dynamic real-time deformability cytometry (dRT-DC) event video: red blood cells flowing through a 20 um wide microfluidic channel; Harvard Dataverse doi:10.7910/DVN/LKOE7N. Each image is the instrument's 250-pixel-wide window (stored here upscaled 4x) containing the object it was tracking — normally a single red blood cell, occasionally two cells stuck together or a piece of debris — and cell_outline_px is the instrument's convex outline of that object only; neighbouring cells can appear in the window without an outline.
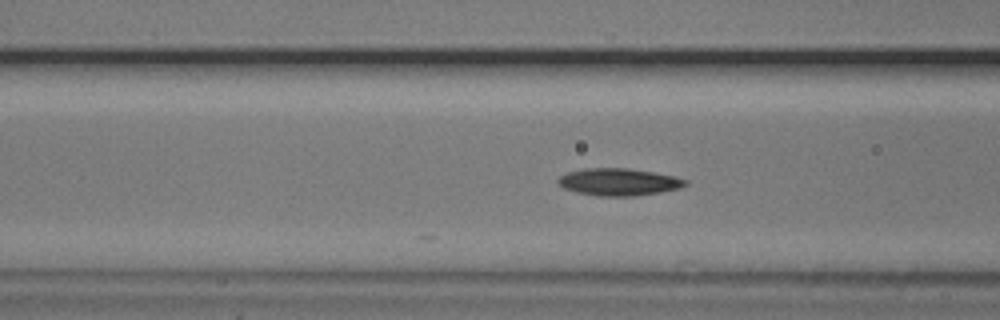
{"species": "common noctule bat (a hibernating species)", "species_latin": "Nyctalus noctula", "temperature_condition": "cold", "stored_images_in_passage": 14, "camera_frame_rate_fps": 3000, "um_per_image_px": 0.085, "animal": {"sex": "male", "body_mass_g": 20.5, "forearm_length_mm": 52.5}, "frame": {"image": 1, "passage_image": 6, "time_ms": 1.667, "image_size_px": [1000, 320], "cell_outline_px": [[688, 184], [680, 188], [660, 192], [632, 196], [596, 196], [576, 192], [564, 188], [556, 184], [556, 180], [560, 176], [568, 172], [584, 168], [628, 168], [676, 176], [688, 180]], "centroid_in_image_um": [52.58, 15.46], "position_along_channel_um": 114.0, "area_um2": 20.35}}
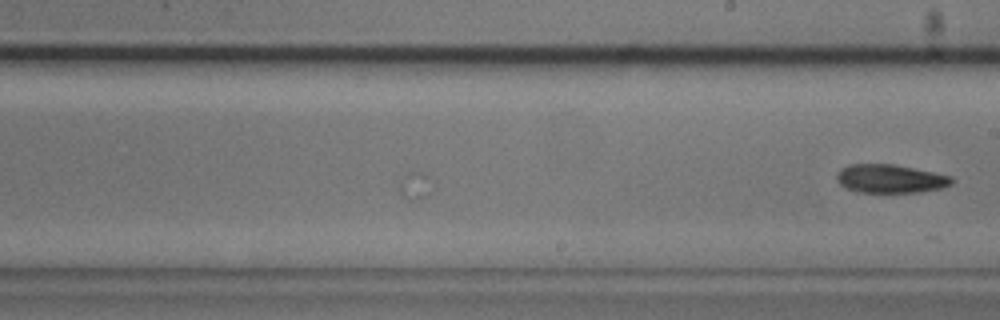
{"frame": {"image": 2, "passage_image": 14, "time_ms": 4.333, "image_size_px": [1000, 320], "cell_outline_px": [[956, 180], [952, 184], [940, 188], [920, 192], [856, 192], [840, 184], [836, 180], [836, 176], [840, 168], [848, 164], [892, 164], [952, 176]], "centroid_in_image_um": [75.66, 15.19], "position_along_channel_um": 213.3, "area_um2": 19.07}}